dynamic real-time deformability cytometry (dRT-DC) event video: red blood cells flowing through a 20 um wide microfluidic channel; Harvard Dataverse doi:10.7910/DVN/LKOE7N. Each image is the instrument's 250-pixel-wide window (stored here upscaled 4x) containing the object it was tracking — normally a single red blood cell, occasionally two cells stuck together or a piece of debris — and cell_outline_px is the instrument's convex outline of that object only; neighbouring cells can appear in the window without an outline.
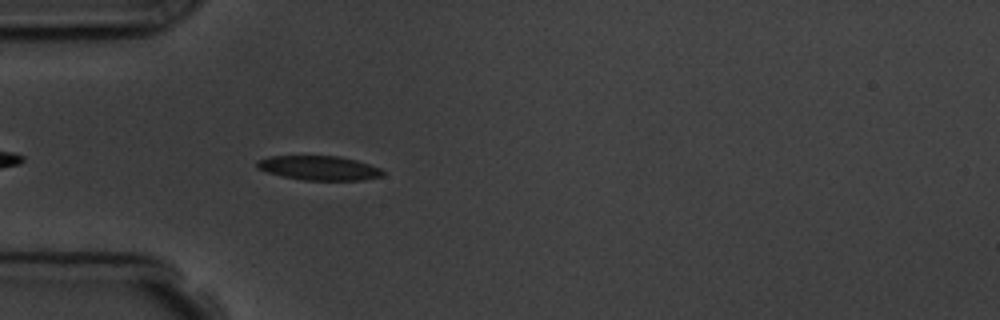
{"species": "common noctule bat (a hibernating species)", "species_latin": "Nyctalus noctula", "temperature_condition": "room temperature", "stored_images_in_passage": 1, "camera_frame_rate_fps": 3000, "um_per_image_px": 0.085, "animal": {"sex": "male", "body_mass_g": 19.5, "forearm_length_mm": 54.6}, "frame": {"image": 1, "passage_image": 1, "time_ms": 0.0, "image_size_px": [1000, 320], "cell_outline_px": [[384, 176], [360, 180], [304, 180], [280, 176], [256, 168], [256, 160], [268, 156], [340, 156], [356, 160], [380, 168], [384, 172]], "centroid_in_image_um": [27.08, 14.27], "position_along_channel_um": 57.9, "area_um2": 17.92}}